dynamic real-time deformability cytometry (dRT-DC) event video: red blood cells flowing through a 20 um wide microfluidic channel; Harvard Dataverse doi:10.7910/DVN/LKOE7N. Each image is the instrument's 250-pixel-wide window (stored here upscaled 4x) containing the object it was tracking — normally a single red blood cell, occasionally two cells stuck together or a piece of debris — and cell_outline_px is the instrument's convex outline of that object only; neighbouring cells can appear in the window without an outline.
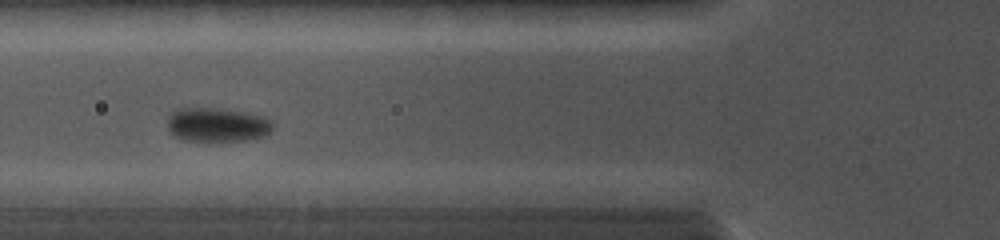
{"species": "common noctule bat (a hibernating species)", "species_latin": "Nyctalus noctula", "temperature_condition": "cold", "stored_images_in_passage": 9, "camera_frame_rate_fps": 5000, "um_per_image_px": 0.085, "animal": {"sex": "female", "body_mass_g": 19.0, "forearm_length_mm": 56.7}, "frame": {"image": 1, "passage_image": 6, "time_ms": 4.4, "image_size_px": [1000, 240], "cell_outline_px": [[272, 128], [264, 136], [248, 140], [184, 140], [172, 136], [168, 128], [168, 116], [176, 108], [216, 108], [244, 112], [264, 116], [272, 124]], "centroid_in_image_um": [18.41, 10.59], "position_along_channel_um": 107.4, "area_um2": 20.75}}
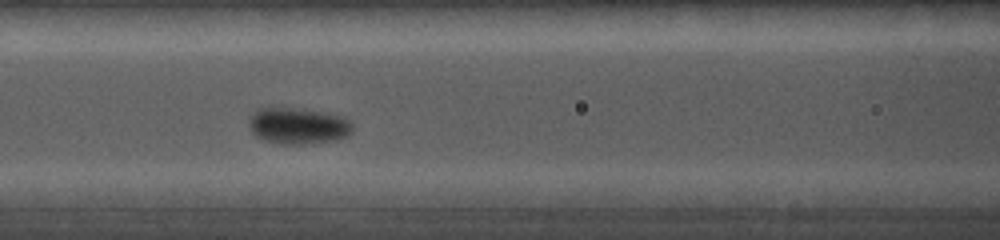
{"frame": {"image": 2, "passage_image": 7, "time_ms": 5.2, "image_size_px": [1000, 240], "cell_outline_px": [[352, 132], [348, 136], [336, 140], [304, 144], [280, 144], [256, 136], [252, 132], [248, 124], [252, 112], [256, 108], [268, 104], [272, 104], [324, 112], [340, 116], [348, 120], [352, 124]], "centroid_in_image_um": [25.27, 10.64], "position_along_channel_um": 141.3, "area_um2": 22.6}}